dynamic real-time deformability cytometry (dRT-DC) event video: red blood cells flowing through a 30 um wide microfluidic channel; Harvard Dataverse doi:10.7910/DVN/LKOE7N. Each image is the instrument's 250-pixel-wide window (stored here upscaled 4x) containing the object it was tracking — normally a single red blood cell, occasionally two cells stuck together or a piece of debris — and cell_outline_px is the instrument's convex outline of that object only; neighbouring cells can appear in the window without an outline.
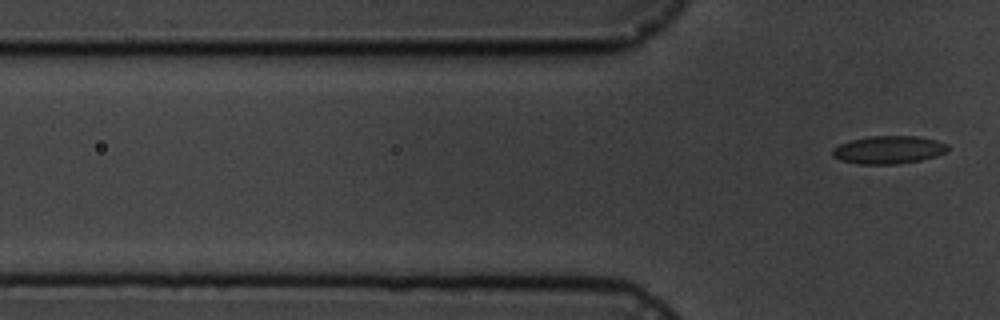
{"species": "common noctule bat (a hibernating species)", "species_latin": "Nyctalus noctula", "temperature_condition": "cold", "stored_images_in_passage": 5, "camera_frame_rate_fps": 3000, "um_per_image_px": 0.085, "animal": {"sex": "male", "body_mass_g": 19.5, "forearm_length_mm": 54.6}, "frame": {"image": 1, "passage_image": 5, "time_ms": 5.333, "image_size_px": [1000, 320], "cell_outline_px": [[948, 148], [944, 152], [936, 156], [920, 160], [900, 164], [860, 164], [840, 160], [832, 156], [832, 152], [840, 144], [852, 140], [872, 136], [916, 136], [936, 140], [948, 144]], "centroid_in_image_um": [75.55, 12.74], "position_along_channel_um": 50.3, "area_um2": 18.55}}